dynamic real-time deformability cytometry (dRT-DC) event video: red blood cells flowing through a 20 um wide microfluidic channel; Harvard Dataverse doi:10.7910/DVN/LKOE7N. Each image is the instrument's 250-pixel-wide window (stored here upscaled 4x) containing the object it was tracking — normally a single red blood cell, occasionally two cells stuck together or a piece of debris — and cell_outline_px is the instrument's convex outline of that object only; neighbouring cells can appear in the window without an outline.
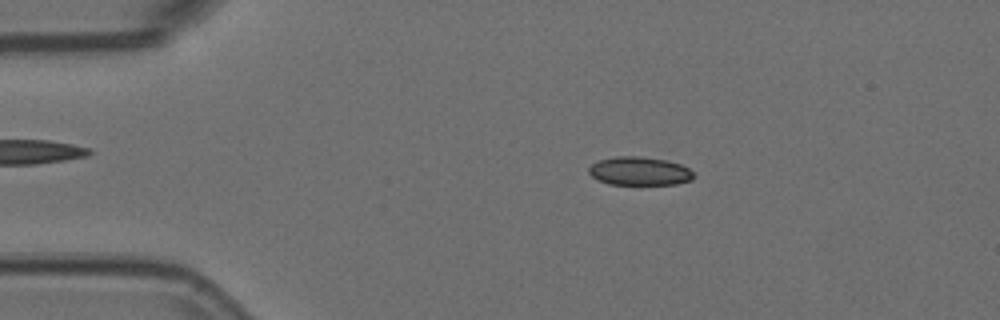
{"species": "Egyptian fruit bat (a non-hibernating species)", "species_latin": "Rousettus aegyptiacus", "temperature_condition": "room temperature", "stored_images_in_passage": 55, "camera_frame_rate_fps": 3000, "um_per_image_px": 0.085, "animal": {"sex": "female"}, "frame": {"image": 1, "passage_image": 10, "time_ms": 3.0, "image_size_px": [1000, 320], "cell_outline_px": [[696, 176], [692, 180], [676, 184], [608, 184], [596, 180], [588, 172], [588, 168], [592, 164], [600, 160], [616, 156], [640, 156], [668, 160], [680, 164], [688, 168]], "centroid_in_image_um": [54.36, 14.54], "position_along_channel_um": 30.6, "area_um2": 17.51}}
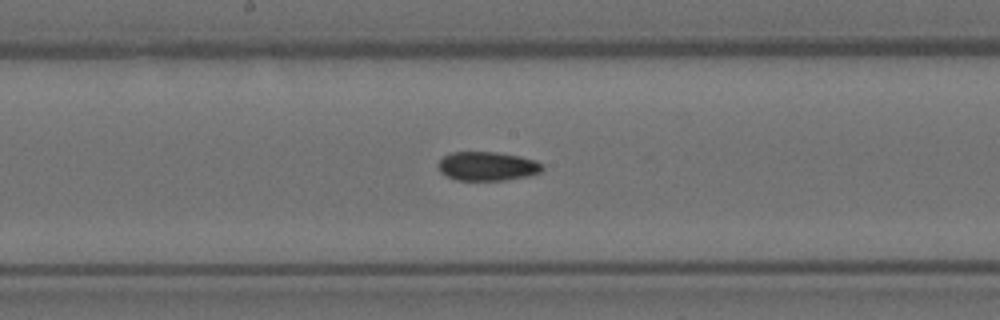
{"frame": {"image": 2, "passage_image": 28, "time_ms": 9.0, "image_size_px": [1000, 320], "cell_outline_px": [[544, 168], [540, 172], [528, 176], [504, 180], [456, 180], [440, 172], [436, 164], [444, 156], [452, 152], [496, 152], [520, 156], [536, 160], [544, 164]], "centroid_in_image_um": [41.43, 14.12], "position_along_channel_um": 206.8, "area_um2": 17.69}}
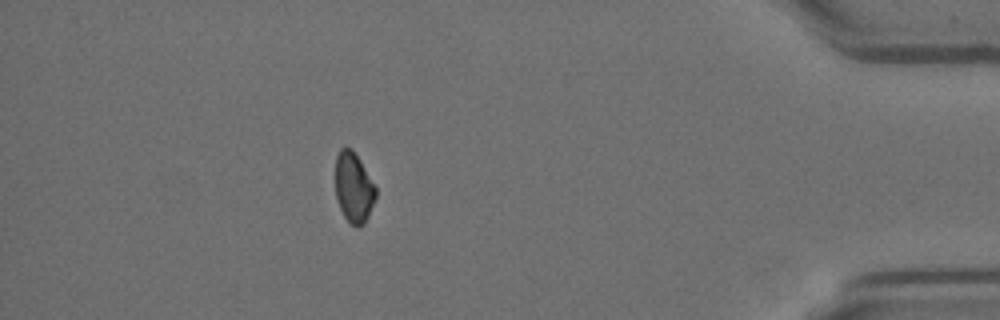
{"frame": {"image": 3, "passage_image": 48, "time_ms": 15.667, "image_size_px": [1000, 320], "cell_outline_px": [[376, 196], [368, 216], [364, 224], [360, 228], [356, 228], [344, 216], [336, 200], [336, 156], [340, 148], [352, 148], [360, 160], [376, 188]], "centroid_in_image_um": [30.06, 15.95], "position_along_channel_um": 405.1, "area_um2": 16.42}}